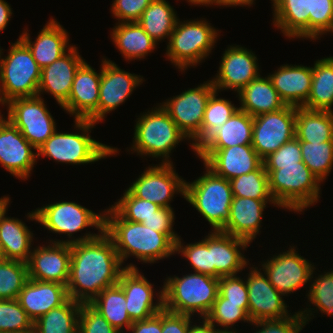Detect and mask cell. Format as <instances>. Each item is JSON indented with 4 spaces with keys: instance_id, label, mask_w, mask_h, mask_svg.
I'll use <instances>...</instances> for the list:
<instances>
[{
    "instance_id": "1",
    "label": "cell",
    "mask_w": 333,
    "mask_h": 333,
    "mask_svg": "<svg viewBox=\"0 0 333 333\" xmlns=\"http://www.w3.org/2000/svg\"><path fill=\"white\" fill-rule=\"evenodd\" d=\"M125 269H138L135 264H122L112 239L103 231L97 238L71 244L69 298L90 303L101 291L118 283Z\"/></svg>"
},
{
    "instance_id": "14",
    "label": "cell",
    "mask_w": 333,
    "mask_h": 333,
    "mask_svg": "<svg viewBox=\"0 0 333 333\" xmlns=\"http://www.w3.org/2000/svg\"><path fill=\"white\" fill-rule=\"evenodd\" d=\"M296 107L284 108L253 117L252 147L262 158L277 151L295 137Z\"/></svg>"
},
{
    "instance_id": "63",
    "label": "cell",
    "mask_w": 333,
    "mask_h": 333,
    "mask_svg": "<svg viewBox=\"0 0 333 333\" xmlns=\"http://www.w3.org/2000/svg\"><path fill=\"white\" fill-rule=\"evenodd\" d=\"M4 259H5V256H4V253H3V250H2V246H1V243H0V261L4 260Z\"/></svg>"
},
{
    "instance_id": "55",
    "label": "cell",
    "mask_w": 333,
    "mask_h": 333,
    "mask_svg": "<svg viewBox=\"0 0 333 333\" xmlns=\"http://www.w3.org/2000/svg\"><path fill=\"white\" fill-rule=\"evenodd\" d=\"M175 213L173 208L161 207L155 214L142 221V224L157 232L168 235L175 243L179 236L173 229Z\"/></svg>"
},
{
    "instance_id": "42",
    "label": "cell",
    "mask_w": 333,
    "mask_h": 333,
    "mask_svg": "<svg viewBox=\"0 0 333 333\" xmlns=\"http://www.w3.org/2000/svg\"><path fill=\"white\" fill-rule=\"evenodd\" d=\"M302 161L321 183L333 169V141L311 143L300 141Z\"/></svg>"
},
{
    "instance_id": "3",
    "label": "cell",
    "mask_w": 333,
    "mask_h": 333,
    "mask_svg": "<svg viewBox=\"0 0 333 333\" xmlns=\"http://www.w3.org/2000/svg\"><path fill=\"white\" fill-rule=\"evenodd\" d=\"M264 167L269 177L270 193L280 209L298 214L319 201L322 184L303 161L297 165Z\"/></svg>"
},
{
    "instance_id": "59",
    "label": "cell",
    "mask_w": 333,
    "mask_h": 333,
    "mask_svg": "<svg viewBox=\"0 0 333 333\" xmlns=\"http://www.w3.org/2000/svg\"><path fill=\"white\" fill-rule=\"evenodd\" d=\"M12 11L11 6L5 0H0V32L8 26L10 18H12Z\"/></svg>"
},
{
    "instance_id": "17",
    "label": "cell",
    "mask_w": 333,
    "mask_h": 333,
    "mask_svg": "<svg viewBox=\"0 0 333 333\" xmlns=\"http://www.w3.org/2000/svg\"><path fill=\"white\" fill-rule=\"evenodd\" d=\"M101 80L99 87V103L97 108V123H102L107 113L115 111L125 103L144 78L135 73L124 71L118 65L103 56L101 61Z\"/></svg>"
},
{
    "instance_id": "26",
    "label": "cell",
    "mask_w": 333,
    "mask_h": 333,
    "mask_svg": "<svg viewBox=\"0 0 333 333\" xmlns=\"http://www.w3.org/2000/svg\"><path fill=\"white\" fill-rule=\"evenodd\" d=\"M270 203L280 208L275 200H255L233 196L230 216L221 232L248 241L250 244L261 233L263 211Z\"/></svg>"
},
{
    "instance_id": "21",
    "label": "cell",
    "mask_w": 333,
    "mask_h": 333,
    "mask_svg": "<svg viewBox=\"0 0 333 333\" xmlns=\"http://www.w3.org/2000/svg\"><path fill=\"white\" fill-rule=\"evenodd\" d=\"M37 159V149L9 120L4 118L0 122L1 166L16 179L25 181L30 177Z\"/></svg>"
},
{
    "instance_id": "37",
    "label": "cell",
    "mask_w": 333,
    "mask_h": 333,
    "mask_svg": "<svg viewBox=\"0 0 333 333\" xmlns=\"http://www.w3.org/2000/svg\"><path fill=\"white\" fill-rule=\"evenodd\" d=\"M120 333L133 324L126 309L124 291L117 283L101 291L90 303Z\"/></svg>"
},
{
    "instance_id": "47",
    "label": "cell",
    "mask_w": 333,
    "mask_h": 333,
    "mask_svg": "<svg viewBox=\"0 0 333 333\" xmlns=\"http://www.w3.org/2000/svg\"><path fill=\"white\" fill-rule=\"evenodd\" d=\"M33 324L17 299H0V333H26Z\"/></svg>"
},
{
    "instance_id": "61",
    "label": "cell",
    "mask_w": 333,
    "mask_h": 333,
    "mask_svg": "<svg viewBox=\"0 0 333 333\" xmlns=\"http://www.w3.org/2000/svg\"><path fill=\"white\" fill-rule=\"evenodd\" d=\"M187 2H189L192 5H198V6H209V5H217L219 6V0H187Z\"/></svg>"
},
{
    "instance_id": "7",
    "label": "cell",
    "mask_w": 333,
    "mask_h": 333,
    "mask_svg": "<svg viewBox=\"0 0 333 333\" xmlns=\"http://www.w3.org/2000/svg\"><path fill=\"white\" fill-rule=\"evenodd\" d=\"M164 309L184 315L206 317L219 290V279L202 273L168 276L163 282Z\"/></svg>"
},
{
    "instance_id": "15",
    "label": "cell",
    "mask_w": 333,
    "mask_h": 333,
    "mask_svg": "<svg viewBox=\"0 0 333 333\" xmlns=\"http://www.w3.org/2000/svg\"><path fill=\"white\" fill-rule=\"evenodd\" d=\"M290 248L261 262L260 266L269 282L283 296H289L287 294L296 292L304 285L307 286V283H310L311 272L315 268L311 261L297 253L296 247L290 246Z\"/></svg>"
},
{
    "instance_id": "40",
    "label": "cell",
    "mask_w": 333,
    "mask_h": 333,
    "mask_svg": "<svg viewBox=\"0 0 333 333\" xmlns=\"http://www.w3.org/2000/svg\"><path fill=\"white\" fill-rule=\"evenodd\" d=\"M315 269L316 268H314L311 272V283H309V290L306 294V298L312 306L316 307V310L315 307L311 308V305L307 304L309 308L306 307V309L303 308L299 311L306 324L312 320L315 315L313 313H318V310L322 314L324 313L327 316L329 315V317L333 316V270L331 269L330 271H325L313 280L312 278H314L313 275L315 274Z\"/></svg>"
},
{
    "instance_id": "52",
    "label": "cell",
    "mask_w": 333,
    "mask_h": 333,
    "mask_svg": "<svg viewBox=\"0 0 333 333\" xmlns=\"http://www.w3.org/2000/svg\"><path fill=\"white\" fill-rule=\"evenodd\" d=\"M218 293L225 298V303L248 304L246 280L238 275L221 277Z\"/></svg>"
},
{
    "instance_id": "50",
    "label": "cell",
    "mask_w": 333,
    "mask_h": 333,
    "mask_svg": "<svg viewBox=\"0 0 333 333\" xmlns=\"http://www.w3.org/2000/svg\"><path fill=\"white\" fill-rule=\"evenodd\" d=\"M250 325L258 329L254 333H300L306 322L297 311L283 319L251 321Z\"/></svg>"
},
{
    "instance_id": "66",
    "label": "cell",
    "mask_w": 333,
    "mask_h": 333,
    "mask_svg": "<svg viewBox=\"0 0 333 333\" xmlns=\"http://www.w3.org/2000/svg\"><path fill=\"white\" fill-rule=\"evenodd\" d=\"M26 333H39L37 330H35L34 328H32L31 330H29L28 332Z\"/></svg>"
},
{
    "instance_id": "13",
    "label": "cell",
    "mask_w": 333,
    "mask_h": 333,
    "mask_svg": "<svg viewBox=\"0 0 333 333\" xmlns=\"http://www.w3.org/2000/svg\"><path fill=\"white\" fill-rule=\"evenodd\" d=\"M171 164L149 165L127 189L137 198L171 207L174 194L185 198V181Z\"/></svg>"
},
{
    "instance_id": "57",
    "label": "cell",
    "mask_w": 333,
    "mask_h": 333,
    "mask_svg": "<svg viewBox=\"0 0 333 333\" xmlns=\"http://www.w3.org/2000/svg\"><path fill=\"white\" fill-rule=\"evenodd\" d=\"M128 331L129 333H162V310L148 319L133 322Z\"/></svg>"
},
{
    "instance_id": "22",
    "label": "cell",
    "mask_w": 333,
    "mask_h": 333,
    "mask_svg": "<svg viewBox=\"0 0 333 333\" xmlns=\"http://www.w3.org/2000/svg\"><path fill=\"white\" fill-rule=\"evenodd\" d=\"M50 243V244H49ZM71 244L48 242L33 248L27 262L28 277L33 280L68 284Z\"/></svg>"
},
{
    "instance_id": "45",
    "label": "cell",
    "mask_w": 333,
    "mask_h": 333,
    "mask_svg": "<svg viewBox=\"0 0 333 333\" xmlns=\"http://www.w3.org/2000/svg\"><path fill=\"white\" fill-rule=\"evenodd\" d=\"M218 93L215 91L208 100L201 126V143L239 109L232 101L218 97Z\"/></svg>"
},
{
    "instance_id": "29",
    "label": "cell",
    "mask_w": 333,
    "mask_h": 333,
    "mask_svg": "<svg viewBox=\"0 0 333 333\" xmlns=\"http://www.w3.org/2000/svg\"><path fill=\"white\" fill-rule=\"evenodd\" d=\"M282 101L293 107H303L311 92L312 67L283 64L268 75Z\"/></svg>"
},
{
    "instance_id": "18",
    "label": "cell",
    "mask_w": 333,
    "mask_h": 333,
    "mask_svg": "<svg viewBox=\"0 0 333 333\" xmlns=\"http://www.w3.org/2000/svg\"><path fill=\"white\" fill-rule=\"evenodd\" d=\"M248 316L251 321L283 319L291 315L283 295L269 282L261 268L247 266ZM290 312V313H289Z\"/></svg>"
},
{
    "instance_id": "11",
    "label": "cell",
    "mask_w": 333,
    "mask_h": 333,
    "mask_svg": "<svg viewBox=\"0 0 333 333\" xmlns=\"http://www.w3.org/2000/svg\"><path fill=\"white\" fill-rule=\"evenodd\" d=\"M215 91L210 79L160 103L181 132L189 139L193 152L201 144L204 112L210 96Z\"/></svg>"
},
{
    "instance_id": "60",
    "label": "cell",
    "mask_w": 333,
    "mask_h": 333,
    "mask_svg": "<svg viewBox=\"0 0 333 333\" xmlns=\"http://www.w3.org/2000/svg\"><path fill=\"white\" fill-rule=\"evenodd\" d=\"M256 0H219V6H226V7H233V6H252L253 4H255Z\"/></svg>"
},
{
    "instance_id": "25",
    "label": "cell",
    "mask_w": 333,
    "mask_h": 333,
    "mask_svg": "<svg viewBox=\"0 0 333 333\" xmlns=\"http://www.w3.org/2000/svg\"><path fill=\"white\" fill-rule=\"evenodd\" d=\"M249 244L244 239L221 231H211V276L218 279L235 276L247 268L250 263L244 257V251Z\"/></svg>"
},
{
    "instance_id": "28",
    "label": "cell",
    "mask_w": 333,
    "mask_h": 333,
    "mask_svg": "<svg viewBox=\"0 0 333 333\" xmlns=\"http://www.w3.org/2000/svg\"><path fill=\"white\" fill-rule=\"evenodd\" d=\"M24 29L19 38L31 50L34 60L43 69L64 55L73 45L69 44V33L56 20L51 17L43 25L36 39L32 41L29 32Z\"/></svg>"
},
{
    "instance_id": "36",
    "label": "cell",
    "mask_w": 333,
    "mask_h": 333,
    "mask_svg": "<svg viewBox=\"0 0 333 333\" xmlns=\"http://www.w3.org/2000/svg\"><path fill=\"white\" fill-rule=\"evenodd\" d=\"M333 56L324 57L312 66L311 92L304 108L333 111Z\"/></svg>"
},
{
    "instance_id": "20",
    "label": "cell",
    "mask_w": 333,
    "mask_h": 333,
    "mask_svg": "<svg viewBox=\"0 0 333 333\" xmlns=\"http://www.w3.org/2000/svg\"><path fill=\"white\" fill-rule=\"evenodd\" d=\"M195 154L216 175L227 180L257 170L263 159L251 144L222 149H195Z\"/></svg>"
},
{
    "instance_id": "4",
    "label": "cell",
    "mask_w": 333,
    "mask_h": 333,
    "mask_svg": "<svg viewBox=\"0 0 333 333\" xmlns=\"http://www.w3.org/2000/svg\"><path fill=\"white\" fill-rule=\"evenodd\" d=\"M75 132L56 130L38 149L37 158L43 156L56 162L84 165L98 162L119 152L116 147L105 145L91 138V130L97 123L90 120H74ZM79 130V132H78Z\"/></svg>"
},
{
    "instance_id": "24",
    "label": "cell",
    "mask_w": 333,
    "mask_h": 333,
    "mask_svg": "<svg viewBox=\"0 0 333 333\" xmlns=\"http://www.w3.org/2000/svg\"><path fill=\"white\" fill-rule=\"evenodd\" d=\"M85 62L73 45L64 55L41 70L38 94L48 93L53 96L61 107L71 91L77 69Z\"/></svg>"
},
{
    "instance_id": "38",
    "label": "cell",
    "mask_w": 333,
    "mask_h": 333,
    "mask_svg": "<svg viewBox=\"0 0 333 333\" xmlns=\"http://www.w3.org/2000/svg\"><path fill=\"white\" fill-rule=\"evenodd\" d=\"M173 6L166 0H153L142 13L138 23L143 30L157 43L169 38L178 20Z\"/></svg>"
},
{
    "instance_id": "23",
    "label": "cell",
    "mask_w": 333,
    "mask_h": 333,
    "mask_svg": "<svg viewBox=\"0 0 333 333\" xmlns=\"http://www.w3.org/2000/svg\"><path fill=\"white\" fill-rule=\"evenodd\" d=\"M101 69L96 70L86 61L77 69L68 100L61 106L74 119L97 123Z\"/></svg>"
},
{
    "instance_id": "41",
    "label": "cell",
    "mask_w": 333,
    "mask_h": 333,
    "mask_svg": "<svg viewBox=\"0 0 333 333\" xmlns=\"http://www.w3.org/2000/svg\"><path fill=\"white\" fill-rule=\"evenodd\" d=\"M233 196L255 200H274L269 190V177L264 164L257 170L229 180Z\"/></svg>"
},
{
    "instance_id": "6",
    "label": "cell",
    "mask_w": 333,
    "mask_h": 333,
    "mask_svg": "<svg viewBox=\"0 0 333 333\" xmlns=\"http://www.w3.org/2000/svg\"><path fill=\"white\" fill-rule=\"evenodd\" d=\"M134 126V140L129 150L144 158L162 159V164L173 163L172 151L180 142L189 140L161 104L138 116Z\"/></svg>"
},
{
    "instance_id": "34",
    "label": "cell",
    "mask_w": 333,
    "mask_h": 333,
    "mask_svg": "<svg viewBox=\"0 0 333 333\" xmlns=\"http://www.w3.org/2000/svg\"><path fill=\"white\" fill-rule=\"evenodd\" d=\"M110 38L125 60H141L158 45L138 22L116 23Z\"/></svg>"
},
{
    "instance_id": "5",
    "label": "cell",
    "mask_w": 333,
    "mask_h": 333,
    "mask_svg": "<svg viewBox=\"0 0 333 333\" xmlns=\"http://www.w3.org/2000/svg\"><path fill=\"white\" fill-rule=\"evenodd\" d=\"M28 220L40 223V225L49 232L56 234H65L66 240L50 239V242L73 244L85 242L97 238L104 231V211L95 213L92 210L73 201H58L46 204L41 208H36L31 213H27ZM92 227L99 233L93 234L86 231V234L80 237H74V233L86 230ZM73 235V236H72Z\"/></svg>"
},
{
    "instance_id": "35",
    "label": "cell",
    "mask_w": 333,
    "mask_h": 333,
    "mask_svg": "<svg viewBox=\"0 0 333 333\" xmlns=\"http://www.w3.org/2000/svg\"><path fill=\"white\" fill-rule=\"evenodd\" d=\"M295 137L311 143L333 141V111L297 107Z\"/></svg>"
},
{
    "instance_id": "8",
    "label": "cell",
    "mask_w": 333,
    "mask_h": 333,
    "mask_svg": "<svg viewBox=\"0 0 333 333\" xmlns=\"http://www.w3.org/2000/svg\"><path fill=\"white\" fill-rule=\"evenodd\" d=\"M207 19L177 20L167 42L166 58L173 66L185 72L209 57L221 31L214 28Z\"/></svg>"
},
{
    "instance_id": "2",
    "label": "cell",
    "mask_w": 333,
    "mask_h": 333,
    "mask_svg": "<svg viewBox=\"0 0 333 333\" xmlns=\"http://www.w3.org/2000/svg\"><path fill=\"white\" fill-rule=\"evenodd\" d=\"M104 232L112 239L122 264L131 256L153 264L176 254V243L168 235L127 221L110 206L104 210Z\"/></svg>"
},
{
    "instance_id": "10",
    "label": "cell",
    "mask_w": 333,
    "mask_h": 333,
    "mask_svg": "<svg viewBox=\"0 0 333 333\" xmlns=\"http://www.w3.org/2000/svg\"><path fill=\"white\" fill-rule=\"evenodd\" d=\"M204 175L185 181V200L205 218L211 231H220L230 216L232 190L229 180L216 175L205 164Z\"/></svg>"
},
{
    "instance_id": "32",
    "label": "cell",
    "mask_w": 333,
    "mask_h": 333,
    "mask_svg": "<svg viewBox=\"0 0 333 333\" xmlns=\"http://www.w3.org/2000/svg\"><path fill=\"white\" fill-rule=\"evenodd\" d=\"M240 101L239 109L250 116L278 111L286 106L276 89L273 87L268 75L261 74L237 93Z\"/></svg>"
},
{
    "instance_id": "46",
    "label": "cell",
    "mask_w": 333,
    "mask_h": 333,
    "mask_svg": "<svg viewBox=\"0 0 333 333\" xmlns=\"http://www.w3.org/2000/svg\"><path fill=\"white\" fill-rule=\"evenodd\" d=\"M179 237L176 241L175 253L186 258L195 273L211 276V231L201 241L184 244Z\"/></svg>"
},
{
    "instance_id": "30",
    "label": "cell",
    "mask_w": 333,
    "mask_h": 333,
    "mask_svg": "<svg viewBox=\"0 0 333 333\" xmlns=\"http://www.w3.org/2000/svg\"><path fill=\"white\" fill-rule=\"evenodd\" d=\"M10 201L0 208V243L5 259L27 263L33 250L32 242L35 236L22 220L6 215Z\"/></svg>"
},
{
    "instance_id": "56",
    "label": "cell",
    "mask_w": 333,
    "mask_h": 333,
    "mask_svg": "<svg viewBox=\"0 0 333 333\" xmlns=\"http://www.w3.org/2000/svg\"><path fill=\"white\" fill-rule=\"evenodd\" d=\"M192 316L162 309V333H188Z\"/></svg>"
},
{
    "instance_id": "43",
    "label": "cell",
    "mask_w": 333,
    "mask_h": 333,
    "mask_svg": "<svg viewBox=\"0 0 333 333\" xmlns=\"http://www.w3.org/2000/svg\"><path fill=\"white\" fill-rule=\"evenodd\" d=\"M29 279L27 263L4 259L0 261V299H17Z\"/></svg>"
},
{
    "instance_id": "19",
    "label": "cell",
    "mask_w": 333,
    "mask_h": 333,
    "mask_svg": "<svg viewBox=\"0 0 333 333\" xmlns=\"http://www.w3.org/2000/svg\"><path fill=\"white\" fill-rule=\"evenodd\" d=\"M118 284L124 291L126 309L132 322L148 319L164 308L163 286L156 294L154 284L139 269H125ZM154 297H157L155 303Z\"/></svg>"
},
{
    "instance_id": "58",
    "label": "cell",
    "mask_w": 333,
    "mask_h": 333,
    "mask_svg": "<svg viewBox=\"0 0 333 333\" xmlns=\"http://www.w3.org/2000/svg\"><path fill=\"white\" fill-rule=\"evenodd\" d=\"M201 319L203 320L199 325H196V323L192 325L193 322L191 321L188 333H219L221 331V328H216V326L212 324L206 317Z\"/></svg>"
},
{
    "instance_id": "9",
    "label": "cell",
    "mask_w": 333,
    "mask_h": 333,
    "mask_svg": "<svg viewBox=\"0 0 333 333\" xmlns=\"http://www.w3.org/2000/svg\"><path fill=\"white\" fill-rule=\"evenodd\" d=\"M0 52V101L33 97L38 94L41 68L34 60L31 50L18 38L10 45L7 56Z\"/></svg>"
},
{
    "instance_id": "65",
    "label": "cell",
    "mask_w": 333,
    "mask_h": 333,
    "mask_svg": "<svg viewBox=\"0 0 333 333\" xmlns=\"http://www.w3.org/2000/svg\"><path fill=\"white\" fill-rule=\"evenodd\" d=\"M1 106H5L1 101H0ZM1 114V110H0V122L5 118V116Z\"/></svg>"
},
{
    "instance_id": "27",
    "label": "cell",
    "mask_w": 333,
    "mask_h": 333,
    "mask_svg": "<svg viewBox=\"0 0 333 333\" xmlns=\"http://www.w3.org/2000/svg\"><path fill=\"white\" fill-rule=\"evenodd\" d=\"M68 299L66 285L30 278L17 297L19 304L33 322L51 309L61 306Z\"/></svg>"
},
{
    "instance_id": "64",
    "label": "cell",
    "mask_w": 333,
    "mask_h": 333,
    "mask_svg": "<svg viewBox=\"0 0 333 333\" xmlns=\"http://www.w3.org/2000/svg\"><path fill=\"white\" fill-rule=\"evenodd\" d=\"M237 329H235V331H225V330H221L219 333H238L237 331H236Z\"/></svg>"
},
{
    "instance_id": "44",
    "label": "cell",
    "mask_w": 333,
    "mask_h": 333,
    "mask_svg": "<svg viewBox=\"0 0 333 333\" xmlns=\"http://www.w3.org/2000/svg\"><path fill=\"white\" fill-rule=\"evenodd\" d=\"M206 318L212 324H216L218 329L222 327L221 330L225 331H235L233 326H236L235 323H240L239 321L251 323L248 316V304L225 303V298L219 293Z\"/></svg>"
},
{
    "instance_id": "51",
    "label": "cell",
    "mask_w": 333,
    "mask_h": 333,
    "mask_svg": "<svg viewBox=\"0 0 333 333\" xmlns=\"http://www.w3.org/2000/svg\"><path fill=\"white\" fill-rule=\"evenodd\" d=\"M78 333H120L89 303H82Z\"/></svg>"
},
{
    "instance_id": "33",
    "label": "cell",
    "mask_w": 333,
    "mask_h": 333,
    "mask_svg": "<svg viewBox=\"0 0 333 333\" xmlns=\"http://www.w3.org/2000/svg\"><path fill=\"white\" fill-rule=\"evenodd\" d=\"M253 117L238 109L221 127L213 131L196 149H222L252 144Z\"/></svg>"
},
{
    "instance_id": "53",
    "label": "cell",
    "mask_w": 333,
    "mask_h": 333,
    "mask_svg": "<svg viewBox=\"0 0 333 333\" xmlns=\"http://www.w3.org/2000/svg\"><path fill=\"white\" fill-rule=\"evenodd\" d=\"M153 0H113L111 14L117 23L138 22Z\"/></svg>"
},
{
    "instance_id": "54",
    "label": "cell",
    "mask_w": 333,
    "mask_h": 333,
    "mask_svg": "<svg viewBox=\"0 0 333 333\" xmlns=\"http://www.w3.org/2000/svg\"><path fill=\"white\" fill-rule=\"evenodd\" d=\"M302 161L300 141L294 137L263 159L264 165H297Z\"/></svg>"
},
{
    "instance_id": "49",
    "label": "cell",
    "mask_w": 333,
    "mask_h": 333,
    "mask_svg": "<svg viewBox=\"0 0 333 333\" xmlns=\"http://www.w3.org/2000/svg\"><path fill=\"white\" fill-rule=\"evenodd\" d=\"M333 32V0H312L309 16V39L320 40L322 35Z\"/></svg>"
},
{
    "instance_id": "62",
    "label": "cell",
    "mask_w": 333,
    "mask_h": 333,
    "mask_svg": "<svg viewBox=\"0 0 333 333\" xmlns=\"http://www.w3.org/2000/svg\"><path fill=\"white\" fill-rule=\"evenodd\" d=\"M10 200V197L9 196H3L0 198V208L7 202Z\"/></svg>"
},
{
    "instance_id": "31",
    "label": "cell",
    "mask_w": 333,
    "mask_h": 333,
    "mask_svg": "<svg viewBox=\"0 0 333 333\" xmlns=\"http://www.w3.org/2000/svg\"><path fill=\"white\" fill-rule=\"evenodd\" d=\"M273 25L289 39L309 40V16L312 0H271Z\"/></svg>"
},
{
    "instance_id": "48",
    "label": "cell",
    "mask_w": 333,
    "mask_h": 333,
    "mask_svg": "<svg viewBox=\"0 0 333 333\" xmlns=\"http://www.w3.org/2000/svg\"><path fill=\"white\" fill-rule=\"evenodd\" d=\"M111 207L125 220L142 223L161 207L151 201L135 197L128 189Z\"/></svg>"
},
{
    "instance_id": "39",
    "label": "cell",
    "mask_w": 333,
    "mask_h": 333,
    "mask_svg": "<svg viewBox=\"0 0 333 333\" xmlns=\"http://www.w3.org/2000/svg\"><path fill=\"white\" fill-rule=\"evenodd\" d=\"M81 305L82 303L69 298L61 306L37 319L33 328L39 333H78Z\"/></svg>"
},
{
    "instance_id": "12",
    "label": "cell",
    "mask_w": 333,
    "mask_h": 333,
    "mask_svg": "<svg viewBox=\"0 0 333 333\" xmlns=\"http://www.w3.org/2000/svg\"><path fill=\"white\" fill-rule=\"evenodd\" d=\"M44 98L36 95L10 100L5 104L9 120L38 149L57 129Z\"/></svg>"
},
{
    "instance_id": "16",
    "label": "cell",
    "mask_w": 333,
    "mask_h": 333,
    "mask_svg": "<svg viewBox=\"0 0 333 333\" xmlns=\"http://www.w3.org/2000/svg\"><path fill=\"white\" fill-rule=\"evenodd\" d=\"M217 74L211 79L216 91H241L260 75L258 59L252 50L241 45H229L222 54Z\"/></svg>"
}]
</instances>
